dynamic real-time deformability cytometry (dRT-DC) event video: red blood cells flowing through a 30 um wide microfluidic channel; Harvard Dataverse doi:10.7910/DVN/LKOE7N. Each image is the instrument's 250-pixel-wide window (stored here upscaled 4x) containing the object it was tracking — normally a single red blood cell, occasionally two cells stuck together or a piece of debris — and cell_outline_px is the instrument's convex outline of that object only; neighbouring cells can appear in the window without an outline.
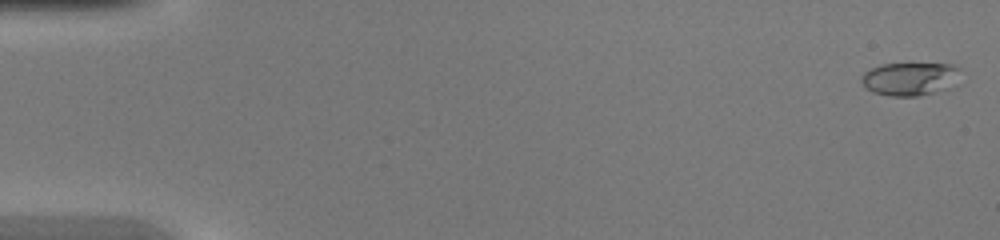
{"species": "common noctule bat (a hibernating species)", "species_latin": "Nyctalus noctula", "temperature_condition": "warm", "stored_images_in_passage": 7, "camera_frame_rate_fps": 3000, "um_per_image_px": 0.085, "animal": {"sex": "female", "body_mass_g": 20.0, "forearm_length_mm": 54.0}, "frame": {"image": 1, "passage_image": 1, "time_ms": 0.0, "image_size_px": [1000, 240], "cell_outline_px": [[960, 84], [956, 88], [920, 96], [888, 96], [872, 92], [864, 88], [860, 80], [860, 76], [864, 72], [880, 64], [956, 64], [960, 68]], "centroid_in_image_um": [77.43, 6.72], "position_along_channel_um": 7.6, "area_um2": 20.06}}